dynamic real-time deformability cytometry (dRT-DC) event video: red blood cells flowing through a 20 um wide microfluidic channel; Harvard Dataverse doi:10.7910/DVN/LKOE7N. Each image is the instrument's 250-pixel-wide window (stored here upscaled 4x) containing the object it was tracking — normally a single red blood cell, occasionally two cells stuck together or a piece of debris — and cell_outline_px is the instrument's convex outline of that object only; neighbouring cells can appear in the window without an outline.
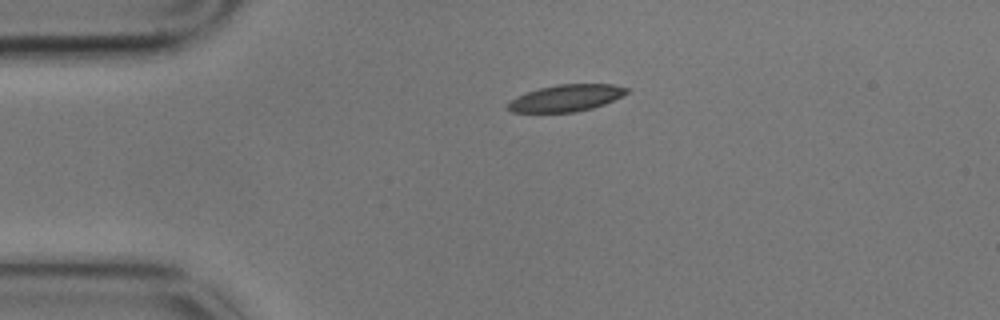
{"species": "common noctule bat (a hibernating species)", "species_latin": "Nyctalus noctula", "temperature_condition": "cold", "stored_images_in_passage": 2, "camera_frame_rate_fps": 3000, "um_per_image_px": 0.085, "animal": {"sex": "male", "body_mass_g": 17.9}, "frame": {"image": 1, "passage_image": 1, "time_ms": 0.0, "image_size_px": [1000, 320], "cell_outline_px": [[628, 92], [604, 104], [592, 108], [576, 112], [512, 112], [508, 108], [508, 104], [512, 100], [528, 92], [540, 88], [556, 84], [612, 84], [628, 88]], "centroid_in_image_um": [48.14, 8.33], "position_along_channel_um": 36.9, "area_um2": 18.15}}